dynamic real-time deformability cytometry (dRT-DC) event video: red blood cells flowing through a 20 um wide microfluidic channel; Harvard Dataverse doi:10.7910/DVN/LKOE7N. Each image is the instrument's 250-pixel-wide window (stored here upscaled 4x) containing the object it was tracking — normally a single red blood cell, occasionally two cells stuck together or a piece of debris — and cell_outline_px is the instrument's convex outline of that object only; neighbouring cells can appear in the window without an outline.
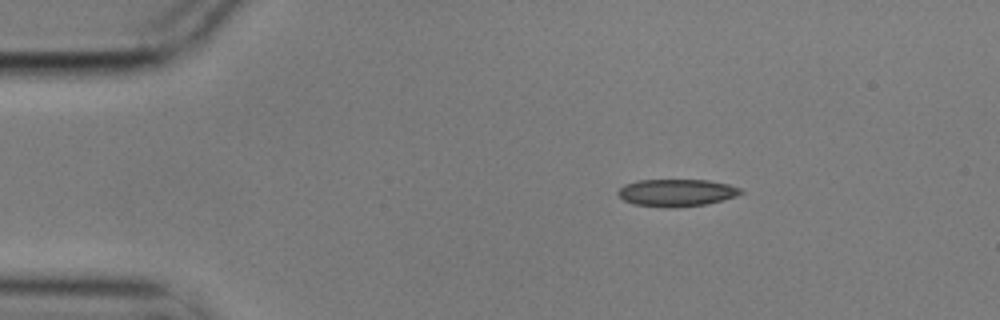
{"species": "common noctule bat (a hibernating species)", "species_latin": "Nyctalus noctula", "temperature_condition": "cold", "stored_images_in_passage": 3, "camera_frame_rate_fps": 3000, "um_per_image_px": 0.085, "animal": {"sex": "male", "body_mass_g": 17.9}, "frame": {"image": 1, "passage_image": 1, "time_ms": 0.0, "image_size_px": [1000, 320], "cell_outline_px": [[744, 192], [736, 196], [704, 204], [672, 208], [636, 204], [624, 200], [616, 192], [624, 184], [636, 180], [708, 180], [728, 184], [740, 188]], "centroid_in_image_um": [57.49, 16.36], "position_along_channel_um": 27.5, "area_um2": 19.31}}